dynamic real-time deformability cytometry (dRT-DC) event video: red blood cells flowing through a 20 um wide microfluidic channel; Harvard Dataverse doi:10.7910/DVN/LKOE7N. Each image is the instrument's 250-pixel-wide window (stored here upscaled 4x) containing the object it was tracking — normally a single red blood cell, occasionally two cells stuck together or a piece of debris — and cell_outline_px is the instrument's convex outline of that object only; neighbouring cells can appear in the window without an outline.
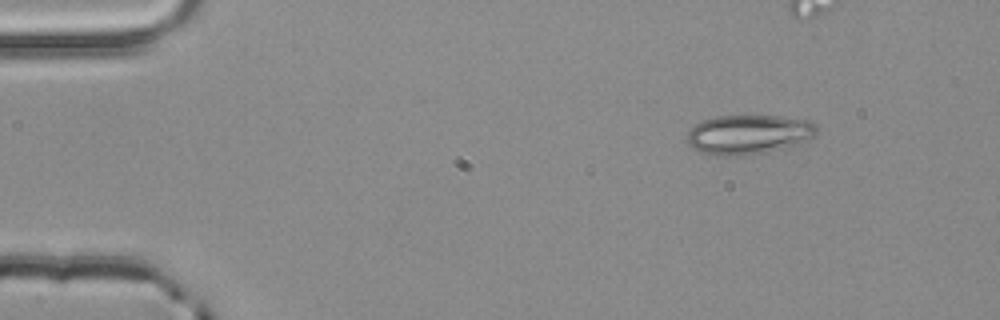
{"species": "common noctule bat (a hibernating species)", "species_latin": "Nyctalus noctula", "temperature_condition": "room temperature", "stored_images_in_passage": 3, "camera_frame_rate_fps": 3000, "um_per_image_px": 0.085, "animal": {"sex": "male", "body_mass_g": 20.4}, "frame": {"image": 1, "passage_image": 1, "time_ms": 0.0, "image_size_px": [1000, 320], "cell_outline_px": [[816, 132], [812, 136], [800, 144], [764, 152], [740, 156], [712, 156], [700, 152], [692, 148], [688, 144], [688, 132], [696, 124], [704, 120], [716, 116], [780, 116], [808, 120], [816, 124]], "centroid_in_image_um": [63.6, 11.44], "position_along_channel_um": 21.4, "area_um2": 29.77}}